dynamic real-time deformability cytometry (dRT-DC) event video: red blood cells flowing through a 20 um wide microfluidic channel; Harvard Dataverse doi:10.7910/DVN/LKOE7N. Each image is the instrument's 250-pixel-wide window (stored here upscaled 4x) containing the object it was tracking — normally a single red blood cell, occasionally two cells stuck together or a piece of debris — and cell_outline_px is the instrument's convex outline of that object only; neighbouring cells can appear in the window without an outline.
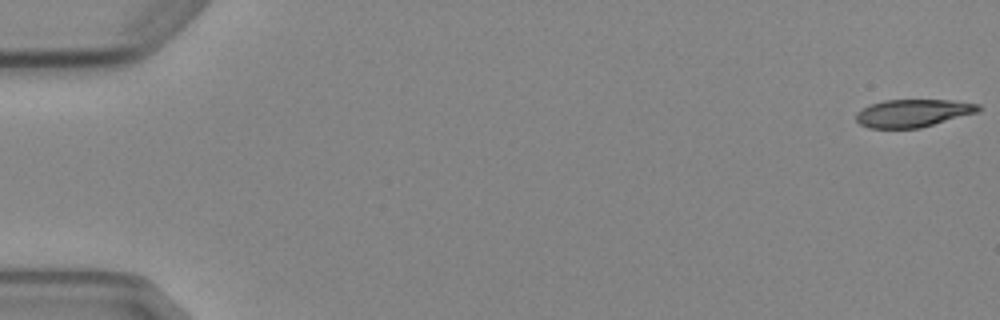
{"species": "Egyptian fruit bat (a non-hibernating species)", "species_latin": "Rousettus aegyptiacus", "temperature_condition": "cold", "stored_images_in_passage": 5, "camera_frame_rate_fps": 3000, "um_per_image_px": 0.085, "animal": {"sex": "female"}, "frame": {"image": 1, "passage_image": 1, "time_ms": 0.0, "image_size_px": [1000, 320], "cell_outline_px": [[984, 108], [980, 112], [920, 128], [868, 128], [860, 124], [856, 120], [856, 112], [872, 104], [884, 100], [948, 100], [980, 104]], "centroid_in_image_um": [77.66, 9.62], "position_along_channel_um": 7.3, "area_um2": 19.88}}
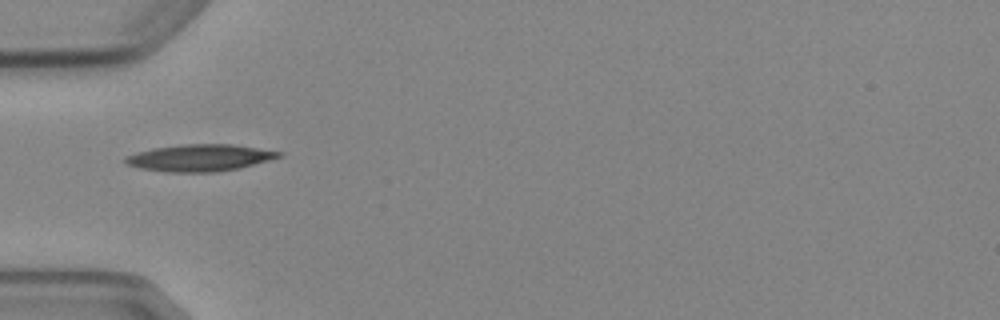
{"frame": {"image": 2, "passage_image": 5, "time_ms": 5.667, "image_size_px": [1000, 320], "cell_outline_px": [[284, 152], [280, 156], [268, 160], [240, 168], [216, 172], [164, 172], [140, 168], [124, 164], [124, 156], [136, 152], [152, 148], [184, 144], [232, 144]], "centroid_in_image_um": [16.92, 13.41], "position_along_channel_um": 68.1, "area_um2": 24.1}}